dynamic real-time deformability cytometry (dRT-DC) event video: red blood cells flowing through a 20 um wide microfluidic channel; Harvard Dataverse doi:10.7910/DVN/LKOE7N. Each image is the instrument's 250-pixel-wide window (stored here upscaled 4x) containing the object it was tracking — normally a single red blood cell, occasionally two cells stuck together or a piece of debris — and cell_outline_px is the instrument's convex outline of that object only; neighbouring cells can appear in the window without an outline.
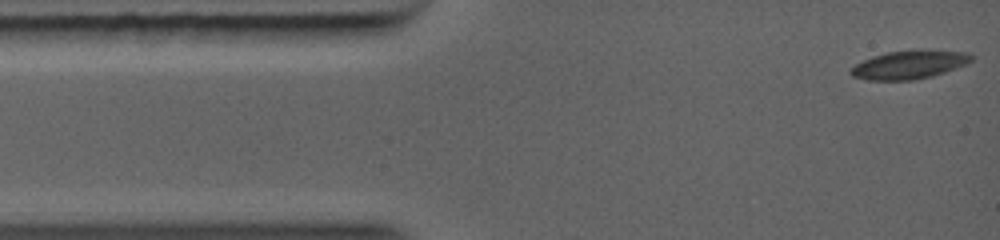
{"species": "common noctule bat (a hibernating species)", "species_latin": "Nyctalus noctula", "temperature_condition": "warm", "stored_images_in_passage": 73, "camera_frame_rate_fps": 5000, "um_per_image_px": 0.085, "animal": {"sex": "female", "body_mass_g": 19.0, "forearm_length_mm": 56.7}, "frame": {"image": 1, "passage_image": 1, "time_ms": 0.0, "image_size_px": [1000, 240], "cell_outline_px": [[976, 56], [972, 60], [964, 64], [944, 72], [932, 76], [912, 80], [864, 80], [852, 76], [848, 72], [848, 68], [872, 56], [888, 52], [920, 48], [968, 52]], "centroid_in_image_um": [77.27, 5.47], "position_along_channel_um": 7.7, "area_um2": 20.4}}
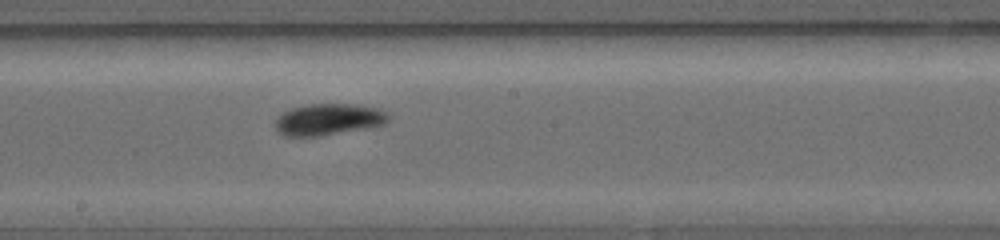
{"frame": {"image": 2, "passage_image": 32, "time_ms": 5.8, "image_size_px": [1000, 240], "cell_outline_px": [[388, 120], [384, 124], [328, 132], [284, 132], [276, 124], [276, 120], [284, 112], [292, 108], [308, 104], [352, 104], [376, 108], [384, 112], [388, 116]], "centroid_in_image_um": [28.02, 10.03], "position_along_channel_um": 220.2, "area_um2": 18.26}}
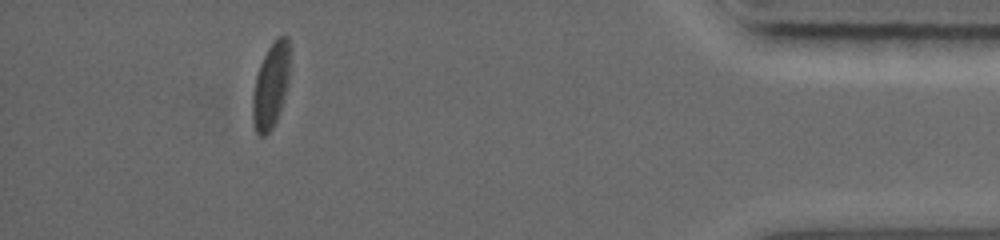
{"frame": {"image": 3, "passage_image": 63, "time_ms": 11.0, "image_size_px": [1000, 240], "cell_outline_px": [[288, 80], [280, 112], [272, 128], [264, 136], [260, 136], [256, 132], [252, 116], [252, 96], [256, 76], [260, 64], [268, 48], [276, 36], [288, 36]], "centroid_in_image_um": [22.99, 7.29], "position_along_channel_um": 412.2, "area_um2": 18.21}}